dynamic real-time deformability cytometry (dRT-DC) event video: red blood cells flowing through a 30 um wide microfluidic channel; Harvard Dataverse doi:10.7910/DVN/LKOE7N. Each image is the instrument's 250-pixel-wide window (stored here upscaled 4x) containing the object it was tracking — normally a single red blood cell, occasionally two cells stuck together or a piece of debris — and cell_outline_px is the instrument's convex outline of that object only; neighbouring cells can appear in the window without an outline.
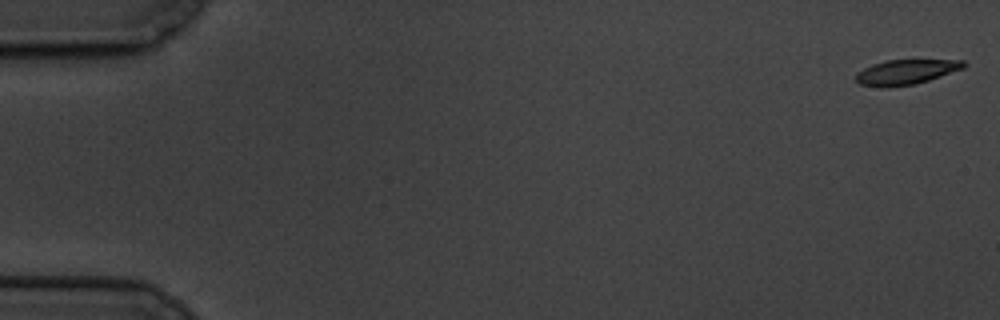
{"species": "common noctule bat (a hibernating species)", "species_latin": "Nyctalus noctula", "temperature_condition": "cold", "stored_images_in_passage": 61, "camera_frame_rate_fps": 3000, "um_per_image_px": 0.085, "animal": {"sex": "male", "body_mass_g": 19.5, "forearm_length_mm": 54.6}, "frame": {"image": 1, "passage_image": 1, "time_ms": 0.0, "image_size_px": [1000, 320], "cell_outline_px": [[968, 64], [964, 68], [916, 84], [888, 88], [880, 88], [860, 84], [856, 80], [856, 72], [872, 64], [888, 60], [964, 60]], "centroid_in_image_um": [76.99, 6.13], "position_along_channel_um": 8.0, "area_um2": 15.78}}
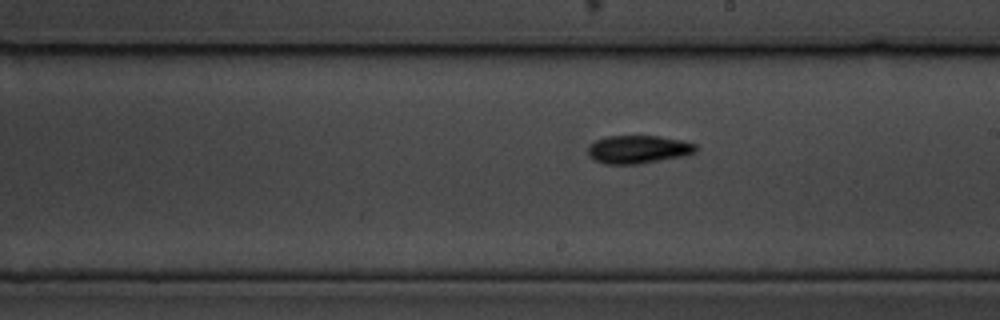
{"frame": {"image": 2, "passage_image": 35, "time_ms": 11.333, "image_size_px": [1000, 320], "cell_outline_px": [[700, 148], [696, 152], [684, 156], [640, 164], [604, 164], [592, 160], [588, 156], [588, 144], [604, 136], [660, 136], [684, 140], [696, 144]], "centroid_in_image_um": [54.25, 12.7], "position_along_channel_um": 234.7, "area_um2": 18.15}}
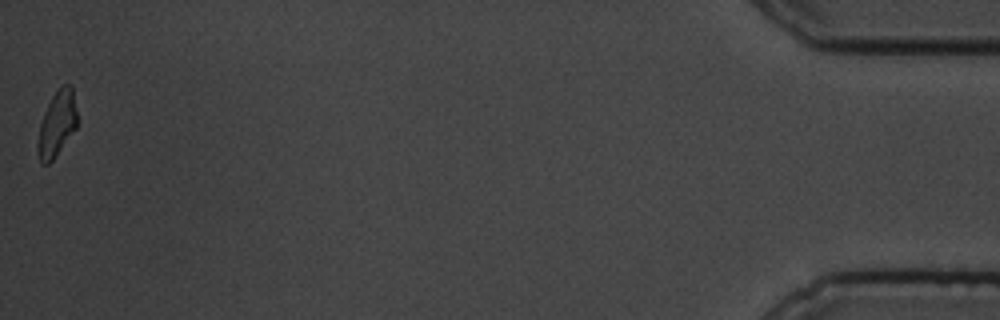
{"frame": {"image": 3, "passage_image": 61, "time_ms": 20.0, "image_size_px": [1000, 320], "cell_outline_px": [[76, 128], [52, 160], [48, 164], [40, 164], [36, 152], [36, 144], [40, 124], [44, 112], [52, 96], [64, 84], [72, 84], [76, 112]], "centroid_in_image_um": [4.8, 10.56], "position_along_channel_um": 430.4, "area_um2": 14.91}, "authors_computed_cell_mechanics": {"area_um2": 16.6464, "velocity_mm_per_s": 3.3071, "shape_relaxation_time_tau1_ms": 3.5087, "shape_relaxation_time_tau2_ms": 5.5054, "deformation_change_tau1": 0.1368, "deformation_change_tau2": 0.1109}}